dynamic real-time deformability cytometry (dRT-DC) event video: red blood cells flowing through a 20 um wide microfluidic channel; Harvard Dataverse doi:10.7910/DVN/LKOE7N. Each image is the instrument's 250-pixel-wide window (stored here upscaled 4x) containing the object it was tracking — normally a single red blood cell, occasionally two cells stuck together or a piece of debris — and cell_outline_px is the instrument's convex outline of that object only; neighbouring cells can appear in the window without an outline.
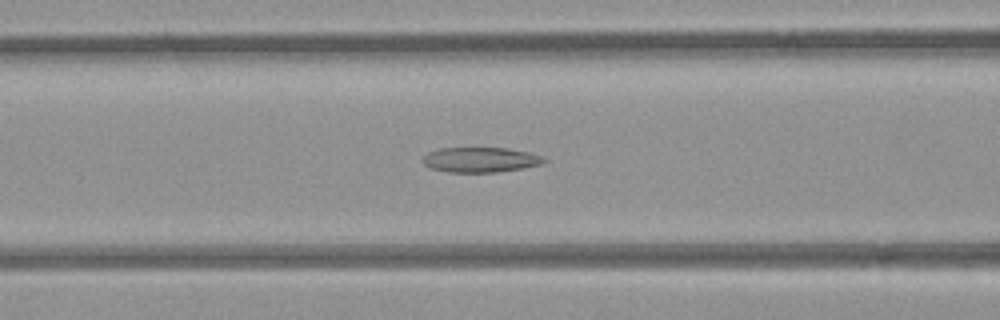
{"species": "common noctule bat (a hibernating species)", "species_latin": "Nyctalus noctula", "temperature_condition": "room temperature", "stored_images_in_passage": 53, "camera_frame_rate_fps": 3000, "um_per_image_px": 0.085, "animal": {"sex": "female", "body_mass_g": 21.9}, "frame": {"image": 1, "passage_image": 21, "time_ms": 6.667, "image_size_px": [1000, 320], "cell_outline_px": [[548, 160], [544, 164], [524, 168], [496, 172], [448, 172], [428, 168], [420, 160], [428, 152], [440, 148], [508, 148], [528, 152], [540, 156]], "centroid_in_image_um": [40.82, 13.58], "position_along_channel_um": 125.8, "area_um2": 17.86}}
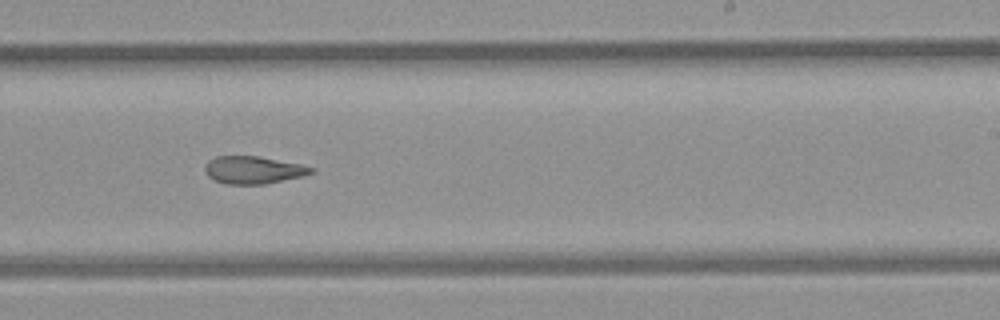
{"frame": {"image": 2, "passage_image": 32, "time_ms": 10.333, "image_size_px": [1000, 320], "cell_outline_px": [[316, 172], [300, 176], [264, 184], [224, 184], [208, 176], [204, 168], [204, 164], [208, 160], [216, 156], [256, 156], [300, 164], [316, 168]], "centroid_in_image_um": [21.51, 14.44], "position_along_channel_um": 267.5, "area_um2": 16.94}}
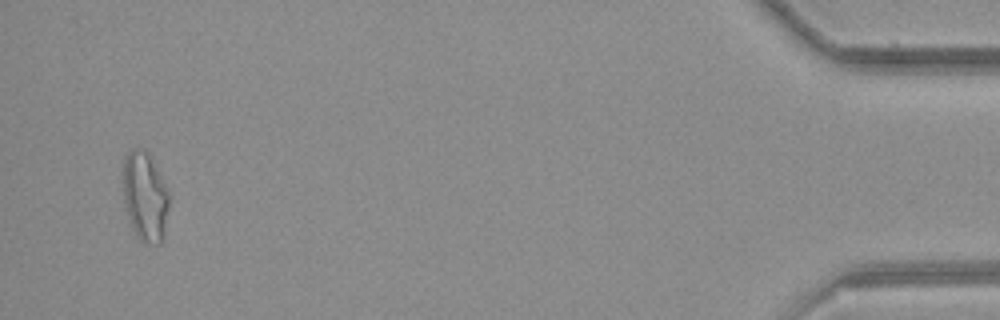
{"frame": {"image": 3, "passage_image": 51, "time_ms": 16.667, "image_size_px": [1000, 320], "cell_outline_px": [[168, 208], [164, 240], [160, 244], [148, 244], [140, 240], [136, 236], [132, 228], [128, 216], [124, 200], [120, 180], [124, 156], [132, 148], [144, 148], [168, 188]], "centroid_in_image_um": [12.29, 16.71], "position_along_channel_um": 422.9, "area_um2": 24.51}, "authors_computed_cell_mechanics": {"area_um2": 20.0566, "velocity_mm_per_s": 3.8661, "shape_relaxation_time_tau1_ms": null, "shape_relaxation_time_tau2_ms": 3.9956, "deformation_change_tau1": null, "deformation_change_tau2": 0.1303}}